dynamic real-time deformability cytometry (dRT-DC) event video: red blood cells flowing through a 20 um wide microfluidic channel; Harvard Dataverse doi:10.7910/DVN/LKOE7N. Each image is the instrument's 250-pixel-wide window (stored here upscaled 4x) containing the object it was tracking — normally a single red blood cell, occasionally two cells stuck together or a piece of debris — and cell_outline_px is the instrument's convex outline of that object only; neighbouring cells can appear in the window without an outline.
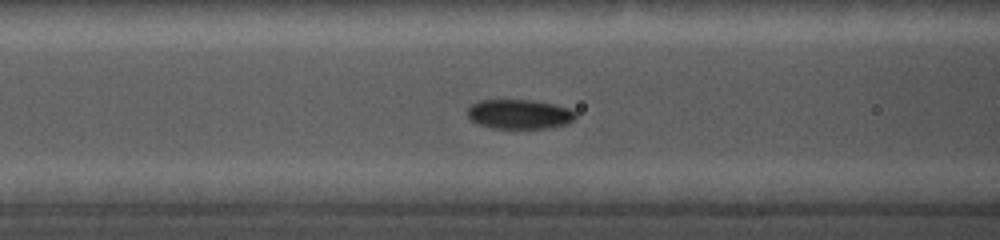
{"species": "common noctule bat (a hibernating species)", "species_latin": "Nyctalus noctula", "temperature_condition": "cold", "stored_images_in_passage": 37, "camera_frame_rate_fps": 5000, "um_per_image_px": 0.085, "animal": {"sex": "female", "body_mass_g": 19.0, "forearm_length_mm": 56.7}, "frame": {"image": 1, "passage_image": 16, "time_ms": 6.8, "image_size_px": [1000, 240], "cell_outline_px": [[576, 116], [568, 124], [548, 128], [492, 128], [480, 124], [472, 120], [468, 116], [468, 108], [472, 104], [480, 100], [536, 100], [556, 104], [568, 108], [576, 112]], "centroid_in_image_um": [44.18, 9.7], "position_along_channel_um": 122.4, "area_um2": 18.61}}
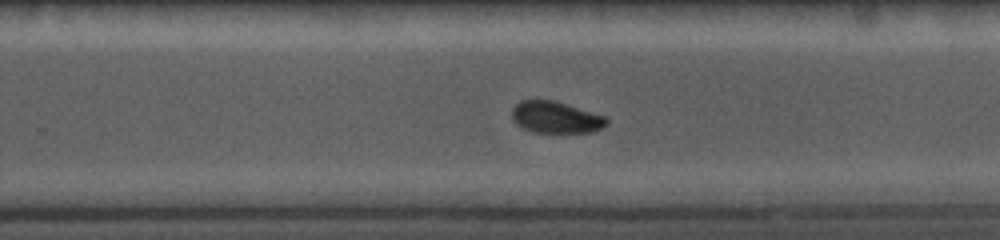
{"frame": {"image": 2, "passage_image": 26, "time_ms": 11.0, "image_size_px": [1000, 240], "cell_outline_px": [[608, 124], [592, 132], [532, 132], [516, 124], [512, 120], [512, 108], [520, 100], [556, 100], [604, 116], [608, 120]], "centroid_in_image_um": [47.21, 9.96], "position_along_channel_um": 282.6, "area_um2": 17.46}}
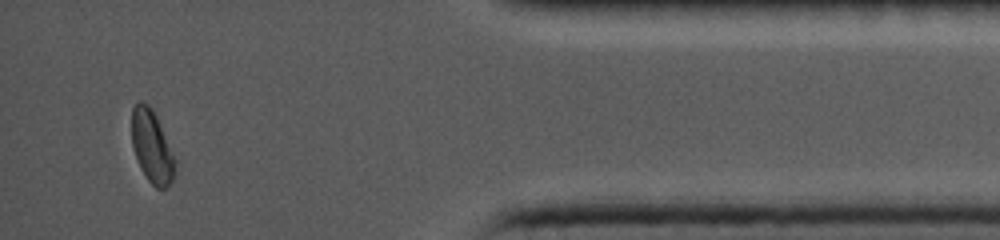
{"frame": {"image": 3, "passage_image": 37, "time_ms": 15.4, "image_size_px": [1000, 240], "cell_outline_px": [[176, 164], [172, 180], [164, 188], [156, 188], [148, 180], [140, 168], [132, 144], [132, 108], [140, 100], [148, 104], [152, 108], [156, 116], [176, 160]], "centroid_in_image_um": [12.9, 12.45], "position_along_channel_um": 422.3, "area_um2": 18.03}}